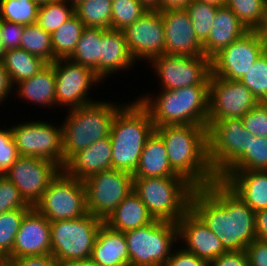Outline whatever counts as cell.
I'll return each mask as SVG.
<instances>
[{"label": "cell", "mask_w": 267, "mask_h": 266, "mask_svg": "<svg viewBox=\"0 0 267 266\" xmlns=\"http://www.w3.org/2000/svg\"><path fill=\"white\" fill-rule=\"evenodd\" d=\"M124 233L129 266H164L179 240L177 223L159 219Z\"/></svg>", "instance_id": "obj_7"}, {"label": "cell", "mask_w": 267, "mask_h": 266, "mask_svg": "<svg viewBox=\"0 0 267 266\" xmlns=\"http://www.w3.org/2000/svg\"><path fill=\"white\" fill-rule=\"evenodd\" d=\"M61 170L52 161L39 157L20 156L4 176L16 186L24 200L34 207Z\"/></svg>", "instance_id": "obj_16"}, {"label": "cell", "mask_w": 267, "mask_h": 266, "mask_svg": "<svg viewBox=\"0 0 267 266\" xmlns=\"http://www.w3.org/2000/svg\"><path fill=\"white\" fill-rule=\"evenodd\" d=\"M171 253L164 266H209V264L184 248Z\"/></svg>", "instance_id": "obj_48"}, {"label": "cell", "mask_w": 267, "mask_h": 266, "mask_svg": "<svg viewBox=\"0 0 267 266\" xmlns=\"http://www.w3.org/2000/svg\"><path fill=\"white\" fill-rule=\"evenodd\" d=\"M15 266H59V262L51 255L24 256L11 259Z\"/></svg>", "instance_id": "obj_50"}, {"label": "cell", "mask_w": 267, "mask_h": 266, "mask_svg": "<svg viewBox=\"0 0 267 266\" xmlns=\"http://www.w3.org/2000/svg\"><path fill=\"white\" fill-rule=\"evenodd\" d=\"M0 266H15V264L10 259L0 258Z\"/></svg>", "instance_id": "obj_57"}, {"label": "cell", "mask_w": 267, "mask_h": 266, "mask_svg": "<svg viewBox=\"0 0 267 266\" xmlns=\"http://www.w3.org/2000/svg\"><path fill=\"white\" fill-rule=\"evenodd\" d=\"M104 220L87 214L73 220L50 222L51 255L59 262L88 260Z\"/></svg>", "instance_id": "obj_8"}, {"label": "cell", "mask_w": 267, "mask_h": 266, "mask_svg": "<svg viewBox=\"0 0 267 266\" xmlns=\"http://www.w3.org/2000/svg\"><path fill=\"white\" fill-rule=\"evenodd\" d=\"M3 63L13 86L31 78L48 64L42 58L21 48L6 50Z\"/></svg>", "instance_id": "obj_30"}, {"label": "cell", "mask_w": 267, "mask_h": 266, "mask_svg": "<svg viewBox=\"0 0 267 266\" xmlns=\"http://www.w3.org/2000/svg\"><path fill=\"white\" fill-rule=\"evenodd\" d=\"M123 106L96 100L94 103L70 109L66 121L61 125L64 165L75 153L109 137L116 113Z\"/></svg>", "instance_id": "obj_5"}, {"label": "cell", "mask_w": 267, "mask_h": 266, "mask_svg": "<svg viewBox=\"0 0 267 266\" xmlns=\"http://www.w3.org/2000/svg\"><path fill=\"white\" fill-rule=\"evenodd\" d=\"M19 157L11 128L0 129V175H4Z\"/></svg>", "instance_id": "obj_45"}, {"label": "cell", "mask_w": 267, "mask_h": 266, "mask_svg": "<svg viewBox=\"0 0 267 266\" xmlns=\"http://www.w3.org/2000/svg\"><path fill=\"white\" fill-rule=\"evenodd\" d=\"M20 48L38 56L47 63L53 62V48L51 34L37 24L24 26Z\"/></svg>", "instance_id": "obj_37"}, {"label": "cell", "mask_w": 267, "mask_h": 266, "mask_svg": "<svg viewBox=\"0 0 267 266\" xmlns=\"http://www.w3.org/2000/svg\"><path fill=\"white\" fill-rule=\"evenodd\" d=\"M84 29V24L74 14L51 34L53 62L58 59H69L71 57Z\"/></svg>", "instance_id": "obj_32"}, {"label": "cell", "mask_w": 267, "mask_h": 266, "mask_svg": "<svg viewBox=\"0 0 267 266\" xmlns=\"http://www.w3.org/2000/svg\"><path fill=\"white\" fill-rule=\"evenodd\" d=\"M250 134L241 118L214 121L207 128L208 160L217 178L247 150Z\"/></svg>", "instance_id": "obj_10"}, {"label": "cell", "mask_w": 267, "mask_h": 266, "mask_svg": "<svg viewBox=\"0 0 267 266\" xmlns=\"http://www.w3.org/2000/svg\"><path fill=\"white\" fill-rule=\"evenodd\" d=\"M20 191L4 175H0V214L14 209H31Z\"/></svg>", "instance_id": "obj_43"}, {"label": "cell", "mask_w": 267, "mask_h": 266, "mask_svg": "<svg viewBox=\"0 0 267 266\" xmlns=\"http://www.w3.org/2000/svg\"><path fill=\"white\" fill-rule=\"evenodd\" d=\"M20 156L39 157L64 167L62 126L47 122H28L11 127Z\"/></svg>", "instance_id": "obj_12"}, {"label": "cell", "mask_w": 267, "mask_h": 266, "mask_svg": "<svg viewBox=\"0 0 267 266\" xmlns=\"http://www.w3.org/2000/svg\"><path fill=\"white\" fill-rule=\"evenodd\" d=\"M192 0H159V11L185 9Z\"/></svg>", "instance_id": "obj_53"}, {"label": "cell", "mask_w": 267, "mask_h": 266, "mask_svg": "<svg viewBox=\"0 0 267 266\" xmlns=\"http://www.w3.org/2000/svg\"><path fill=\"white\" fill-rule=\"evenodd\" d=\"M195 187L182 176L134 178V192L154 219L177 223L190 209Z\"/></svg>", "instance_id": "obj_6"}, {"label": "cell", "mask_w": 267, "mask_h": 266, "mask_svg": "<svg viewBox=\"0 0 267 266\" xmlns=\"http://www.w3.org/2000/svg\"><path fill=\"white\" fill-rule=\"evenodd\" d=\"M39 6L31 0H0V19L21 25L36 24Z\"/></svg>", "instance_id": "obj_39"}, {"label": "cell", "mask_w": 267, "mask_h": 266, "mask_svg": "<svg viewBox=\"0 0 267 266\" xmlns=\"http://www.w3.org/2000/svg\"><path fill=\"white\" fill-rule=\"evenodd\" d=\"M258 103V99L242 82L219 78L211 73L207 128L214 121L242 118Z\"/></svg>", "instance_id": "obj_14"}, {"label": "cell", "mask_w": 267, "mask_h": 266, "mask_svg": "<svg viewBox=\"0 0 267 266\" xmlns=\"http://www.w3.org/2000/svg\"><path fill=\"white\" fill-rule=\"evenodd\" d=\"M249 266H267V242L253 240L245 249Z\"/></svg>", "instance_id": "obj_47"}, {"label": "cell", "mask_w": 267, "mask_h": 266, "mask_svg": "<svg viewBox=\"0 0 267 266\" xmlns=\"http://www.w3.org/2000/svg\"><path fill=\"white\" fill-rule=\"evenodd\" d=\"M24 25L0 19V39L4 49L20 48Z\"/></svg>", "instance_id": "obj_46"}, {"label": "cell", "mask_w": 267, "mask_h": 266, "mask_svg": "<svg viewBox=\"0 0 267 266\" xmlns=\"http://www.w3.org/2000/svg\"><path fill=\"white\" fill-rule=\"evenodd\" d=\"M64 1H66L67 3H69L73 6H76L82 0H64Z\"/></svg>", "instance_id": "obj_61"}, {"label": "cell", "mask_w": 267, "mask_h": 266, "mask_svg": "<svg viewBox=\"0 0 267 266\" xmlns=\"http://www.w3.org/2000/svg\"><path fill=\"white\" fill-rule=\"evenodd\" d=\"M247 150L223 173L267 170V137L249 136Z\"/></svg>", "instance_id": "obj_33"}, {"label": "cell", "mask_w": 267, "mask_h": 266, "mask_svg": "<svg viewBox=\"0 0 267 266\" xmlns=\"http://www.w3.org/2000/svg\"><path fill=\"white\" fill-rule=\"evenodd\" d=\"M29 210L14 209L0 214V258L11 253L21 221Z\"/></svg>", "instance_id": "obj_41"}, {"label": "cell", "mask_w": 267, "mask_h": 266, "mask_svg": "<svg viewBox=\"0 0 267 266\" xmlns=\"http://www.w3.org/2000/svg\"><path fill=\"white\" fill-rule=\"evenodd\" d=\"M18 95L25 100L42 106L56 105V76L52 63H48L31 78L16 84Z\"/></svg>", "instance_id": "obj_29"}, {"label": "cell", "mask_w": 267, "mask_h": 266, "mask_svg": "<svg viewBox=\"0 0 267 266\" xmlns=\"http://www.w3.org/2000/svg\"><path fill=\"white\" fill-rule=\"evenodd\" d=\"M113 120L110 132L112 169L133 174L147 138L155 130L149 111L136 100L124 104Z\"/></svg>", "instance_id": "obj_3"}, {"label": "cell", "mask_w": 267, "mask_h": 266, "mask_svg": "<svg viewBox=\"0 0 267 266\" xmlns=\"http://www.w3.org/2000/svg\"><path fill=\"white\" fill-rule=\"evenodd\" d=\"M172 169L195 188L216 181L208 160L207 126L178 124L155 127Z\"/></svg>", "instance_id": "obj_2"}, {"label": "cell", "mask_w": 267, "mask_h": 266, "mask_svg": "<svg viewBox=\"0 0 267 266\" xmlns=\"http://www.w3.org/2000/svg\"><path fill=\"white\" fill-rule=\"evenodd\" d=\"M265 27H267V11H266V26Z\"/></svg>", "instance_id": "obj_62"}, {"label": "cell", "mask_w": 267, "mask_h": 266, "mask_svg": "<svg viewBox=\"0 0 267 266\" xmlns=\"http://www.w3.org/2000/svg\"><path fill=\"white\" fill-rule=\"evenodd\" d=\"M132 57L148 62L165 53V30L160 11L148 10L122 30Z\"/></svg>", "instance_id": "obj_18"}, {"label": "cell", "mask_w": 267, "mask_h": 266, "mask_svg": "<svg viewBox=\"0 0 267 266\" xmlns=\"http://www.w3.org/2000/svg\"><path fill=\"white\" fill-rule=\"evenodd\" d=\"M134 58L128 50L123 31L103 29L99 57V78H106L118 70L133 65Z\"/></svg>", "instance_id": "obj_25"}, {"label": "cell", "mask_w": 267, "mask_h": 266, "mask_svg": "<svg viewBox=\"0 0 267 266\" xmlns=\"http://www.w3.org/2000/svg\"><path fill=\"white\" fill-rule=\"evenodd\" d=\"M102 35L103 28L85 27L76 49L69 58L75 63L92 69L98 77Z\"/></svg>", "instance_id": "obj_31"}, {"label": "cell", "mask_w": 267, "mask_h": 266, "mask_svg": "<svg viewBox=\"0 0 267 266\" xmlns=\"http://www.w3.org/2000/svg\"><path fill=\"white\" fill-rule=\"evenodd\" d=\"M133 178L180 176L171 167L162 138L153 131L147 138Z\"/></svg>", "instance_id": "obj_27"}, {"label": "cell", "mask_w": 267, "mask_h": 266, "mask_svg": "<svg viewBox=\"0 0 267 266\" xmlns=\"http://www.w3.org/2000/svg\"><path fill=\"white\" fill-rule=\"evenodd\" d=\"M137 100L149 111L155 127L178 124L207 126L209 85L162 90L155 99L146 95Z\"/></svg>", "instance_id": "obj_4"}, {"label": "cell", "mask_w": 267, "mask_h": 266, "mask_svg": "<svg viewBox=\"0 0 267 266\" xmlns=\"http://www.w3.org/2000/svg\"><path fill=\"white\" fill-rule=\"evenodd\" d=\"M209 266H249L247 254L244 251H229L209 263Z\"/></svg>", "instance_id": "obj_49"}, {"label": "cell", "mask_w": 267, "mask_h": 266, "mask_svg": "<svg viewBox=\"0 0 267 266\" xmlns=\"http://www.w3.org/2000/svg\"><path fill=\"white\" fill-rule=\"evenodd\" d=\"M259 31H260V33L262 35V39H263L264 52L267 54V27H264Z\"/></svg>", "instance_id": "obj_56"}, {"label": "cell", "mask_w": 267, "mask_h": 266, "mask_svg": "<svg viewBox=\"0 0 267 266\" xmlns=\"http://www.w3.org/2000/svg\"><path fill=\"white\" fill-rule=\"evenodd\" d=\"M5 51L6 50L4 49L3 43H2V41L0 39V61H3Z\"/></svg>", "instance_id": "obj_59"}, {"label": "cell", "mask_w": 267, "mask_h": 266, "mask_svg": "<svg viewBox=\"0 0 267 266\" xmlns=\"http://www.w3.org/2000/svg\"><path fill=\"white\" fill-rule=\"evenodd\" d=\"M160 13L165 30V54L204 55L203 45L198 41L185 9H170Z\"/></svg>", "instance_id": "obj_21"}, {"label": "cell", "mask_w": 267, "mask_h": 266, "mask_svg": "<svg viewBox=\"0 0 267 266\" xmlns=\"http://www.w3.org/2000/svg\"><path fill=\"white\" fill-rule=\"evenodd\" d=\"M161 80L163 90H177L192 85H209L211 60L204 55L162 54L150 61Z\"/></svg>", "instance_id": "obj_13"}, {"label": "cell", "mask_w": 267, "mask_h": 266, "mask_svg": "<svg viewBox=\"0 0 267 266\" xmlns=\"http://www.w3.org/2000/svg\"><path fill=\"white\" fill-rule=\"evenodd\" d=\"M249 29L225 5L217 9L207 41L203 44L204 56L212 60L218 53L235 40L241 38Z\"/></svg>", "instance_id": "obj_24"}, {"label": "cell", "mask_w": 267, "mask_h": 266, "mask_svg": "<svg viewBox=\"0 0 267 266\" xmlns=\"http://www.w3.org/2000/svg\"><path fill=\"white\" fill-rule=\"evenodd\" d=\"M155 219L148 212L146 205L132 191L104 221L111 229L126 232L146 226Z\"/></svg>", "instance_id": "obj_28"}, {"label": "cell", "mask_w": 267, "mask_h": 266, "mask_svg": "<svg viewBox=\"0 0 267 266\" xmlns=\"http://www.w3.org/2000/svg\"><path fill=\"white\" fill-rule=\"evenodd\" d=\"M34 208L50 222L73 220L89 214L84 182L61 170Z\"/></svg>", "instance_id": "obj_9"}, {"label": "cell", "mask_w": 267, "mask_h": 266, "mask_svg": "<svg viewBox=\"0 0 267 266\" xmlns=\"http://www.w3.org/2000/svg\"><path fill=\"white\" fill-rule=\"evenodd\" d=\"M219 5L205 0H192L185 8L192 22L195 35L203 45L210 33Z\"/></svg>", "instance_id": "obj_36"}, {"label": "cell", "mask_w": 267, "mask_h": 266, "mask_svg": "<svg viewBox=\"0 0 267 266\" xmlns=\"http://www.w3.org/2000/svg\"><path fill=\"white\" fill-rule=\"evenodd\" d=\"M9 74L4 67L3 61H0V104L5 100L8 94H11L13 89Z\"/></svg>", "instance_id": "obj_52"}, {"label": "cell", "mask_w": 267, "mask_h": 266, "mask_svg": "<svg viewBox=\"0 0 267 266\" xmlns=\"http://www.w3.org/2000/svg\"><path fill=\"white\" fill-rule=\"evenodd\" d=\"M224 5L249 30H261L266 26L267 0H226Z\"/></svg>", "instance_id": "obj_35"}, {"label": "cell", "mask_w": 267, "mask_h": 266, "mask_svg": "<svg viewBox=\"0 0 267 266\" xmlns=\"http://www.w3.org/2000/svg\"><path fill=\"white\" fill-rule=\"evenodd\" d=\"M239 81L253 93L259 102H267V54L265 52Z\"/></svg>", "instance_id": "obj_42"}, {"label": "cell", "mask_w": 267, "mask_h": 266, "mask_svg": "<svg viewBox=\"0 0 267 266\" xmlns=\"http://www.w3.org/2000/svg\"><path fill=\"white\" fill-rule=\"evenodd\" d=\"M59 266H99L94 263L91 259L88 260H78L59 263Z\"/></svg>", "instance_id": "obj_54"}, {"label": "cell", "mask_w": 267, "mask_h": 266, "mask_svg": "<svg viewBox=\"0 0 267 266\" xmlns=\"http://www.w3.org/2000/svg\"><path fill=\"white\" fill-rule=\"evenodd\" d=\"M83 182L88 213L104 221L134 190L133 175L116 169L93 174Z\"/></svg>", "instance_id": "obj_11"}, {"label": "cell", "mask_w": 267, "mask_h": 266, "mask_svg": "<svg viewBox=\"0 0 267 266\" xmlns=\"http://www.w3.org/2000/svg\"><path fill=\"white\" fill-rule=\"evenodd\" d=\"M31 1H33L36 5L40 7L54 0H31Z\"/></svg>", "instance_id": "obj_58"}, {"label": "cell", "mask_w": 267, "mask_h": 266, "mask_svg": "<svg viewBox=\"0 0 267 266\" xmlns=\"http://www.w3.org/2000/svg\"><path fill=\"white\" fill-rule=\"evenodd\" d=\"M256 239L267 242V209L255 212Z\"/></svg>", "instance_id": "obj_51"}, {"label": "cell", "mask_w": 267, "mask_h": 266, "mask_svg": "<svg viewBox=\"0 0 267 266\" xmlns=\"http://www.w3.org/2000/svg\"><path fill=\"white\" fill-rule=\"evenodd\" d=\"M74 14L73 5L64 0H54L39 7L36 24L49 34H53Z\"/></svg>", "instance_id": "obj_38"}, {"label": "cell", "mask_w": 267, "mask_h": 266, "mask_svg": "<svg viewBox=\"0 0 267 266\" xmlns=\"http://www.w3.org/2000/svg\"><path fill=\"white\" fill-rule=\"evenodd\" d=\"M243 127L255 137H267V102H259L242 118Z\"/></svg>", "instance_id": "obj_44"}, {"label": "cell", "mask_w": 267, "mask_h": 266, "mask_svg": "<svg viewBox=\"0 0 267 266\" xmlns=\"http://www.w3.org/2000/svg\"><path fill=\"white\" fill-rule=\"evenodd\" d=\"M264 52L259 30H249L211 60L212 74L228 80H240Z\"/></svg>", "instance_id": "obj_15"}, {"label": "cell", "mask_w": 267, "mask_h": 266, "mask_svg": "<svg viewBox=\"0 0 267 266\" xmlns=\"http://www.w3.org/2000/svg\"><path fill=\"white\" fill-rule=\"evenodd\" d=\"M51 254L50 221L34 207L23 217L7 259Z\"/></svg>", "instance_id": "obj_19"}, {"label": "cell", "mask_w": 267, "mask_h": 266, "mask_svg": "<svg viewBox=\"0 0 267 266\" xmlns=\"http://www.w3.org/2000/svg\"><path fill=\"white\" fill-rule=\"evenodd\" d=\"M178 239H182L185 250L208 264L227 252L220 239L191 209L177 222Z\"/></svg>", "instance_id": "obj_20"}, {"label": "cell", "mask_w": 267, "mask_h": 266, "mask_svg": "<svg viewBox=\"0 0 267 266\" xmlns=\"http://www.w3.org/2000/svg\"><path fill=\"white\" fill-rule=\"evenodd\" d=\"M52 64L56 76V105L64 104L73 109L95 102L87 97V92L94 83H100L101 79L92 69L70 59H58Z\"/></svg>", "instance_id": "obj_17"}, {"label": "cell", "mask_w": 267, "mask_h": 266, "mask_svg": "<svg viewBox=\"0 0 267 266\" xmlns=\"http://www.w3.org/2000/svg\"><path fill=\"white\" fill-rule=\"evenodd\" d=\"M90 259L99 266H129L125 233L103 223L94 242Z\"/></svg>", "instance_id": "obj_26"}, {"label": "cell", "mask_w": 267, "mask_h": 266, "mask_svg": "<svg viewBox=\"0 0 267 266\" xmlns=\"http://www.w3.org/2000/svg\"><path fill=\"white\" fill-rule=\"evenodd\" d=\"M205 1H207L209 3H214V4L220 6V5H224L226 0H205Z\"/></svg>", "instance_id": "obj_60"}, {"label": "cell", "mask_w": 267, "mask_h": 266, "mask_svg": "<svg viewBox=\"0 0 267 266\" xmlns=\"http://www.w3.org/2000/svg\"><path fill=\"white\" fill-rule=\"evenodd\" d=\"M111 29L122 31L148 9L139 0H111Z\"/></svg>", "instance_id": "obj_40"}, {"label": "cell", "mask_w": 267, "mask_h": 266, "mask_svg": "<svg viewBox=\"0 0 267 266\" xmlns=\"http://www.w3.org/2000/svg\"><path fill=\"white\" fill-rule=\"evenodd\" d=\"M223 181L254 212L267 209V170L222 174Z\"/></svg>", "instance_id": "obj_23"}, {"label": "cell", "mask_w": 267, "mask_h": 266, "mask_svg": "<svg viewBox=\"0 0 267 266\" xmlns=\"http://www.w3.org/2000/svg\"><path fill=\"white\" fill-rule=\"evenodd\" d=\"M111 169L112 145L110 137H107L75 153L62 170L69 176L84 181L93 174Z\"/></svg>", "instance_id": "obj_22"}, {"label": "cell", "mask_w": 267, "mask_h": 266, "mask_svg": "<svg viewBox=\"0 0 267 266\" xmlns=\"http://www.w3.org/2000/svg\"><path fill=\"white\" fill-rule=\"evenodd\" d=\"M74 11L85 27L111 28V0H82Z\"/></svg>", "instance_id": "obj_34"}, {"label": "cell", "mask_w": 267, "mask_h": 266, "mask_svg": "<svg viewBox=\"0 0 267 266\" xmlns=\"http://www.w3.org/2000/svg\"><path fill=\"white\" fill-rule=\"evenodd\" d=\"M190 209L227 252L244 251L256 239L255 212L219 179L193 190Z\"/></svg>", "instance_id": "obj_1"}, {"label": "cell", "mask_w": 267, "mask_h": 266, "mask_svg": "<svg viewBox=\"0 0 267 266\" xmlns=\"http://www.w3.org/2000/svg\"><path fill=\"white\" fill-rule=\"evenodd\" d=\"M148 10L159 11V0H139Z\"/></svg>", "instance_id": "obj_55"}]
</instances>
